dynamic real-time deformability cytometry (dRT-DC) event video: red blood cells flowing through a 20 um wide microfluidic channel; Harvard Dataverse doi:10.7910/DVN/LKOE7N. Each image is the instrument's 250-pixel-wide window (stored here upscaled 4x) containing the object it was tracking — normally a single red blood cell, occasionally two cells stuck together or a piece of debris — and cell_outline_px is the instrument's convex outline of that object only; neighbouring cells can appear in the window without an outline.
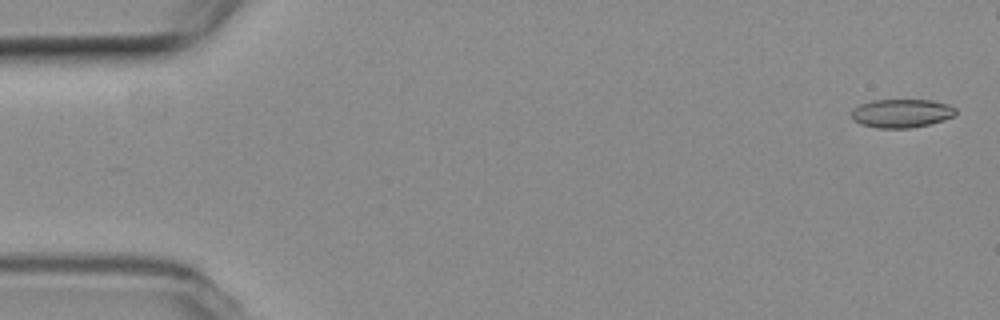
{"species": "common noctule bat (a hibernating species)", "species_latin": "Nyctalus noctula", "temperature_condition": "room temperature", "stored_images_in_passage": 48, "camera_frame_rate_fps": 3000, "um_per_image_px": 0.085, "animal": {"sex": "female", "body_mass_g": 19.3, "forearm_length_mm": 54.1}, "frame": {"image": 1, "passage_image": 2, "time_ms": 0.333, "image_size_px": [1000, 320], "cell_outline_px": [[956, 116], [928, 124], [912, 128], [876, 128], [860, 124], [852, 120], [852, 112], [860, 104], [872, 100], [932, 100], [948, 104], [956, 108]], "centroid_in_image_um": [76.64, 9.63], "position_along_channel_um": 8.4, "area_um2": 17.4}}
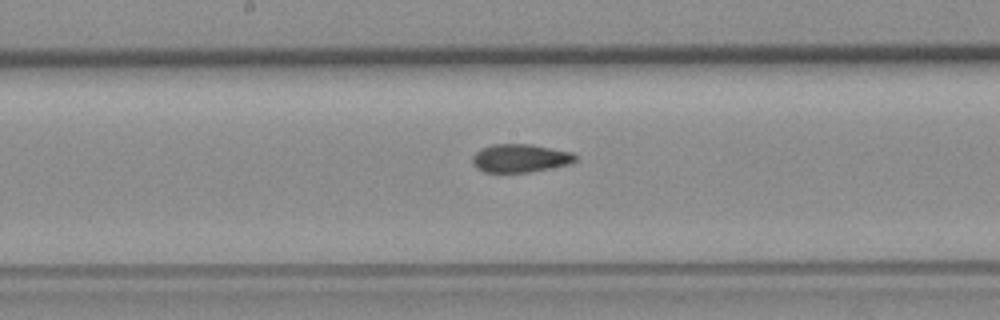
{"frame": {"image": 2, "passage_image": 28, "time_ms": 9.0, "image_size_px": [1000, 320], "cell_outline_px": [[580, 156], [576, 160], [568, 164], [528, 172], [484, 172], [476, 168], [472, 164], [472, 156], [480, 148], [492, 144], [532, 144], [572, 152]], "centroid_in_image_um": [44.2, 13.43], "position_along_channel_um": 204.0, "area_um2": 17.05}}
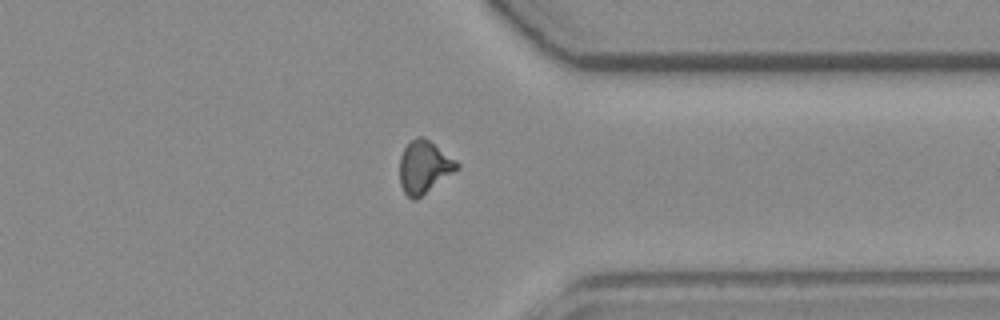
{"frame": {"image": 3, "passage_image": 42, "time_ms": 13.667, "image_size_px": [1000, 320], "cell_outline_px": [[460, 168], [416, 200], [412, 200], [404, 192], [400, 184], [400, 156], [404, 148], [416, 136], [424, 136], [456, 160], [460, 164]], "centroid_in_image_um": [36.06, 14.19], "position_along_channel_um": 375.3, "area_um2": 17.57}}